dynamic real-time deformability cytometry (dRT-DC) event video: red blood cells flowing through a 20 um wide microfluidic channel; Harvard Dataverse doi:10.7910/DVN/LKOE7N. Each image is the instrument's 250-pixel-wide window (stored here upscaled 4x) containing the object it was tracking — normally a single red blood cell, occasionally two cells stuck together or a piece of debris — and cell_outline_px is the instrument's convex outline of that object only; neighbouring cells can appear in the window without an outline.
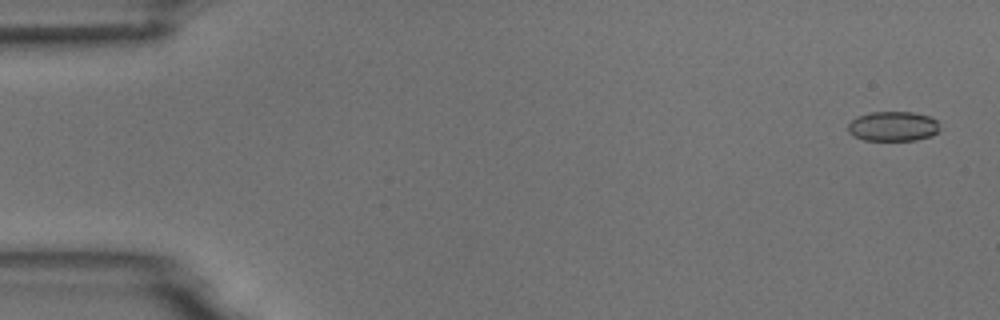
{"species": "common noctule bat (a hibernating species)", "species_latin": "Nyctalus noctula", "temperature_condition": "room temperature", "stored_images_in_passage": 5, "camera_frame_rate_fps": 3000, "um_per_image_px": 0.085, "animal": {"sex": "male", "body_mass_g": 18.8}, "frame": {"image": 1, "passage_image": 1, "time_ms": 0.0, "image_size_px": [1000, 320], "cell_outline_px": [[940, 128], [932, 136], [916, 140], [864, 140], [848, 132], [848, 124], [856, 116], [872, 112], [912, 112], [928, 116], [936, 120]], "centroid_in_image_um": [75.9, 10.73], "position_along_channel_um": 9.1, "area_um2": 15.84}}